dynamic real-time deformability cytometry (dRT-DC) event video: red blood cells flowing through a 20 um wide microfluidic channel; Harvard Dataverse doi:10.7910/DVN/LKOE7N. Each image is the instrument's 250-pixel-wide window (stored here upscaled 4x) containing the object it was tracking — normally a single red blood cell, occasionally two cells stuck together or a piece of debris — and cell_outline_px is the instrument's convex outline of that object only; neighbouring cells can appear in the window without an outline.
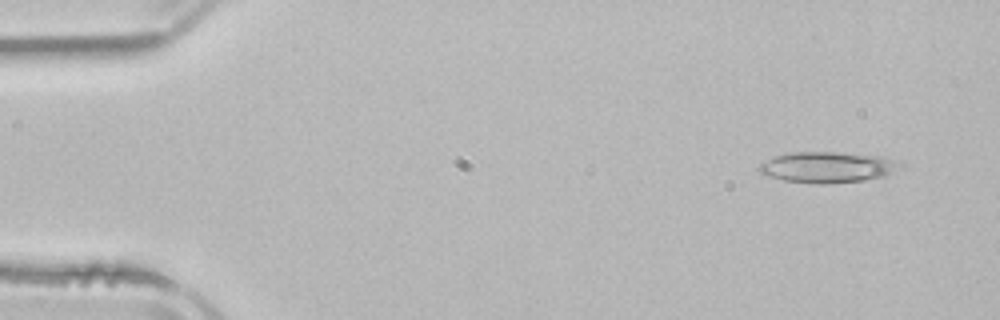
{"species": "common noctule bat (a hibernating species)", "species_latin": "Nyctalus noctula", "temperature_condition": "room temperature", "stored_images_in_passage": 4, "camera_frame_rate_fps": 3000, "um_per_image_px": 0.085, "animal": {"sex": "male", "body_mass_g": 21.5, "forearm_length_mm": 52.0}, "frame": {"image": 1, "passage_image": 1, "time_ms": 0.0, "image_size_px": [1000, 320], "cell_outline_px": [[904, 164], [884, 176], [864, 180], [828, 184], [816, 184], [784, 180], [768, 176], [760, 172], [756, 168], [760, 164], [776, 156], [792, 152], [836, 152], [880, 156]], "centroid_in_image_um": [70.3, 14.22], "position_along_channel_um": 14.7, "area_um2": 25.09}}
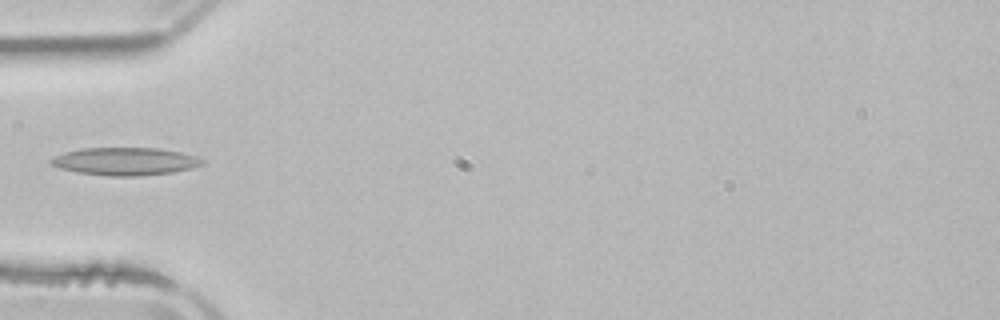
{"frame": {"image": 2, "passage_image": 4, "time_ms": 4.333, "image_size_px": [1000, 320], "cell_outline_px": [[204, 164], [192, 168], [172, 172], [140, 176], [108, 176], [76, 172], [60, 168], [52, 164], [48, 160], [64, 152], [80, 148], [156, 148], [180, 152], [196, 156], [204, 160]], "centroid_in_image_um": [10.63, 13.72], "position_along_channel_um": 74.4, "area_um2": 24.45}}